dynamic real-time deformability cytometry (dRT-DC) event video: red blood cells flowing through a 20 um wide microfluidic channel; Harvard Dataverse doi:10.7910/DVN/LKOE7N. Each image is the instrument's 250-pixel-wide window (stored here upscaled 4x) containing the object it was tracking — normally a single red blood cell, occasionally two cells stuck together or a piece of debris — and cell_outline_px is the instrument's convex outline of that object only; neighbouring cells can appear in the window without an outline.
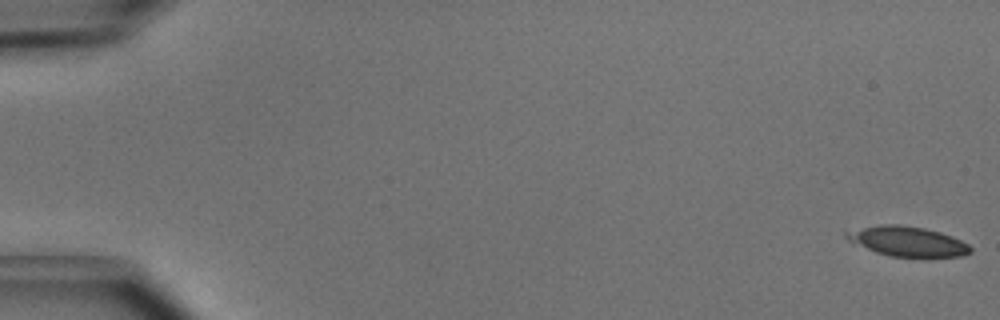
{"species": "common noctule bat (a hibernating species)", "species_latin": "Nyctalus noctula", "temperature_condition": "cold", "stored_images_in_passage": 5, "camera_frame_rate_fps": 3000, "um_per_image_px": 0.085, "animal": {"sex": "male", "body_mass_g": 15.6}, "frame": {"image": 1, "passage_image": 1, "time_ms": 0.0, "image_size_px": [1000, 320], "cell_outline_px": [[972, 252], [960, 256], [892, 256], [876, 252], [848, 240], [844, 236], [844, 232], [880, 224], [900, 224], [924, 228], [940, 232], [952, 236], [968, 244], [972, 248]], "centroid_in_image_um": [77.14, 20.5], "position_along_channel_um": 7.9, "area_um2": 21.21}}
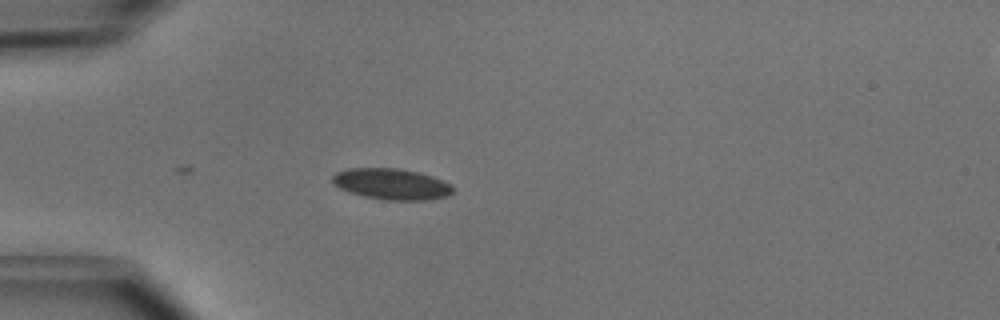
{"frame": {"image": 2, "passage_image": 5, "time_ms": 1.333, "image_size_px": [1000, 320], "cell_outline_px": [[452, 192], [448, 196], [424, 200], [384, 200], [364, 196], [348, 192], [340, 188], [332, 180], [332, 176], [336, 172], [348, 168], [400, 168], [420, 172], [432, 176], [452, 184]], "centroid_in_image_um": [33.29, 15.63], "position_along_channel_um": 51.7, "area_um2": 21.85}}